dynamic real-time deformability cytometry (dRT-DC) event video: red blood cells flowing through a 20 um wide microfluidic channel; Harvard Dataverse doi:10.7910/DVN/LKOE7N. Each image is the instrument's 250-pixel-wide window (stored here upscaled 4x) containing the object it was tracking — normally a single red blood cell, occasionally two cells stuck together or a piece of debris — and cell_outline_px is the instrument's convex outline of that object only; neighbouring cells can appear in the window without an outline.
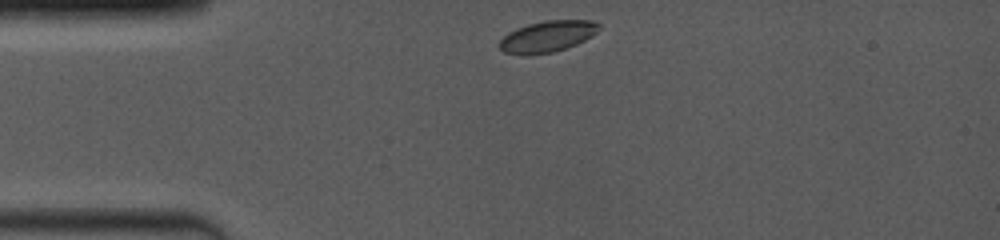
{"species": "common noctule bat (a hibernating species)", "species_latin": "Nyctalus noctula", "temperature_condition": "room temperature", "stored_images_in_passage": 56, "camera_frame_rate_fps": 4000, "um_per_image_px": 0.085, "animal": {"sex": "female", "body_mass_g": 19.0, "forearm_length_mm": 53.3}, "frame": {"image": 1, "passage_image": 1, "time_ms": 0.0, "image_size_px": [1000, 240], "cell_outline_px": [[600, 28], [592, 36], [576, 44], [552, 52], [528, 56], [504, 52], [500, 48], [500, 40], [508, 32], [516, 28], [528, 24], [544, 20], [592, 20], [600, 24]], "centroid_in_image_um": [46.52, 3.09], "position_along_channel_um": 38.5, "area_um2": 18.15}}
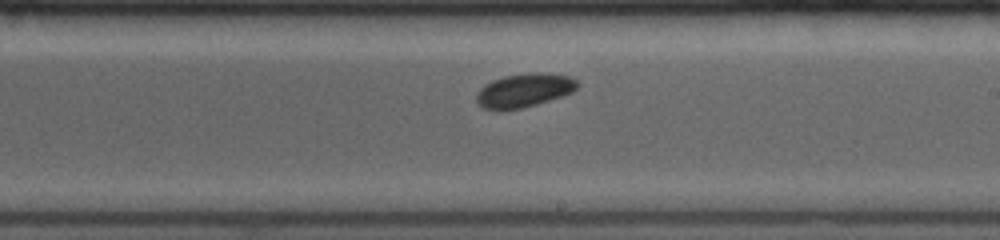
{"frame": {"image": 2, "passage_image": 30, "time_ms": 6.0, "image_size_px": [1000, 240], "cell_outline_px": [[580, 84], [572, 92], [536, 104], [520, 108], [484, 108], [476, 100], [476, 92], [484, 84], [492, 80], [504, 76], [536, 72], [544, 72], [568, 76], [576, 80]], "centroid_in_image_um": [44.56, 7.64], "position_along_channel_um": 244.4, "area_um2": 19.36}}
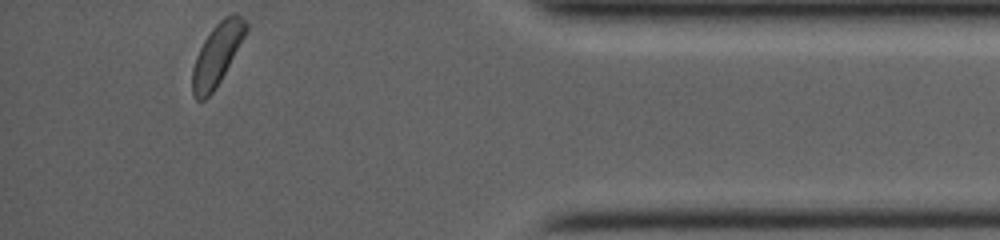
{"frame": {"image": 3, "passage_image": 56, "time_ms": 11.0, "image_size_px": [1000, 240], "cell_outline_px": [[248, 28], [244, 36], [216, 88], [204, 100], [196, 100], [192, 92], [192, 68], [196, 56], [204, 40], [212, 28], [224, 16], [232, 12], [236, 12], [248, 24]], "centroid_in_image_um": [18.43, 4.61], "position_along_channel_um": 416.8, "area_um2": 19.02}, "authors_computed_cell_mechanics": {"area_um2": 19.0162, "velocity_mm_per_s": 3.9591, "shape_relaxation_time_tau1_ms": 3.302, "shape_relaxation_time_tau2_ms": null, "deformation_change_tau1": 0.1003, "deformation_change_tau2": null}}